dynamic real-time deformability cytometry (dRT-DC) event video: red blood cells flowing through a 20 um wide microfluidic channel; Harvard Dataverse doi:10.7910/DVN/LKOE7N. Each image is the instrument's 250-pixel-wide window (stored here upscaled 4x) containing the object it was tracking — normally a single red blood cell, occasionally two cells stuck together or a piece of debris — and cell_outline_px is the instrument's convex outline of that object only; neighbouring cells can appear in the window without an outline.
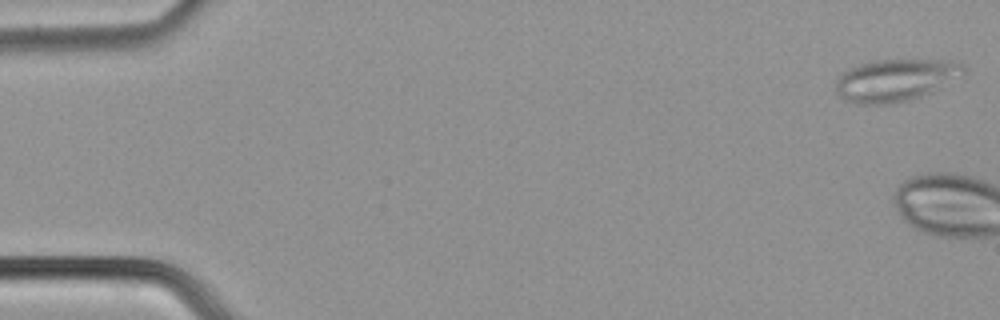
{"species": "common noctule bat (a hibernating species)", "species_latin": "Nyctalus noctula", "temperature_condition": "cold", "stored_images_in_passage": 3, "camera_frame_rate_fps": 3000, "um_per_image_px": 0.085, "animal": {"sex": "male", "body_mass_g": 21.5, "forearm_length_mm": 52.0}, "frame": {"image": 1, "passage_image": 1, "time_ms": 0.0, "image_size_px": [1000, 320], "cell_outline_px": [[968, 72], [920, 96], [908, 100], [888, 104], [856, 104], [840, 96], [836, 92], [832, 84], [840, 72], [868, 60], [940, 60], [964, 64]], "centroid_in_image_um": [76.02, 6.8], "position_along_channel_um": 9.0, "area_um2": 31.44}}